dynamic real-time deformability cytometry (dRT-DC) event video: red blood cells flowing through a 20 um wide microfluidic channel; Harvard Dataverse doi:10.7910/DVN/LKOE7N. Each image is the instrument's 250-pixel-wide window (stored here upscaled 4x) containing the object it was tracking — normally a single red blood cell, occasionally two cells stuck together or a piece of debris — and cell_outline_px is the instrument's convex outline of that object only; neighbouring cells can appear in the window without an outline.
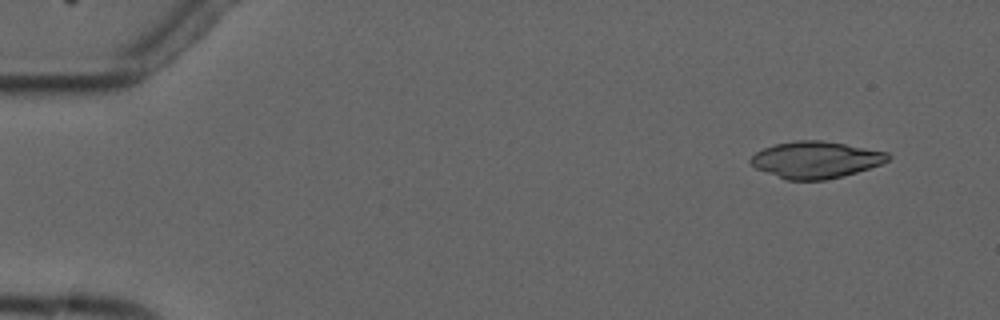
{"species": "common noctule bat (a hibernating species)", "species_latin": "Nyctalus noctula", "temperature_condition": "cold", "stored_images_in_passage": 4, "camera_frame_rate_fps": 3000, "um_per_image_px": 0.085, "animal": {"sex": "male", "forearm_length_mm": 52.5}, "frame": {"image": 1, "passage_image": 1, "time_ms": 0.0, "image_size_px": [1000, 320], "cell_outline_px": [[892, 156], [888, 160], [880, 164], [856, 172], [824, 180], [784, 180], [756, 168], [748, 160], [756, 152], [764, 148], [776, 144], [792, 140], [824, 140], [888, 152]], "centroid_in_image_um": [69.32, 13.57], "position_along_channel_um": 15.7, "area_um2": 29.36}}